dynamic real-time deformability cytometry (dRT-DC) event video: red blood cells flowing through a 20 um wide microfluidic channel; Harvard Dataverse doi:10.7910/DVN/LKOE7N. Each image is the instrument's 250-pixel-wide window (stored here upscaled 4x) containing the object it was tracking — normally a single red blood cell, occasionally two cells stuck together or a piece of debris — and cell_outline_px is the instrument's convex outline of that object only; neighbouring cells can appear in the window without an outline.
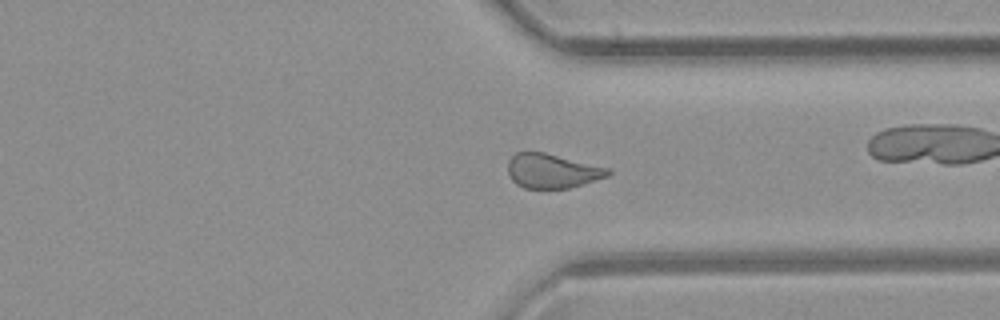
{"species": "common noctule bat (a hibernating species)", "species_latin": "Nyctalus noctula", "temperature_condition": "room temperature", "stored_images_in_passage": 42, "camera_frame_rate_fps": 3000, "um_per_image_px": 0.085, "animal": {"sex": "female", "body_mass_g": 21.9}, "frame": {"image": 1, "passage_image": 30, "time_ms": 9.667, "image_size_px": [1000, 320], "cell_outline_px": [[612, 172], [608, 176], [584, 184], [568, 188], [524, 188], [516, 184], [512, 180], [508, 172], [508, 160], [516, 152], [544, 152], [612, 168]], "centroid_in_image_um": [46.97, 14.52], "position_along_channel_um": 364.4, "area_um2": 20.23}}